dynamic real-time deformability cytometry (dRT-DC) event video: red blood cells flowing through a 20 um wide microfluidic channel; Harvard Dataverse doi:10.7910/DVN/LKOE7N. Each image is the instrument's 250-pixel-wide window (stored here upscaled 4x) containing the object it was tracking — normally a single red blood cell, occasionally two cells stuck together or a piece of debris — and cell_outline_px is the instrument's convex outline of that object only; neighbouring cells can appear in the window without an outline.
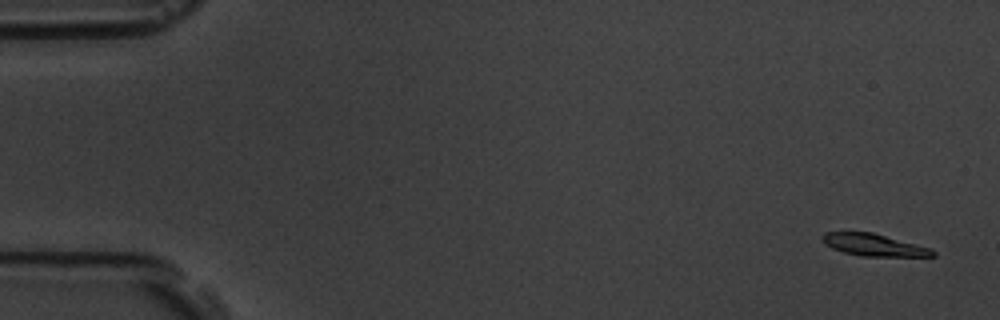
{"species": "common noctule bat (a hibernating species)", "species_latin": "Nyctalus noctula", "temperature_condition": "room temperature", "stored_images_in_passage": 6, "camera_frame_rate_fps": 3000, "um_per_image_px": 0.085, "animal": {"sex": "male", "body_mass_g": 19.5, "forearm_length_mm": 54.6}, "frame": {"image": 1, "passage_image": 1, "time_ms": 0.0, "image_size_px": [1000, 320], "cell_outline_px": [[936, 256], [860, 256], [844, 252], [832, 248], [824, 244], [820, 236], [824, 232], [872, 232], [932, 248], [936, 252]], "centroid_in_image_um": [74.27, 20.81], "position_along_channel_um": 10.7, "area_um2": 14.28}}
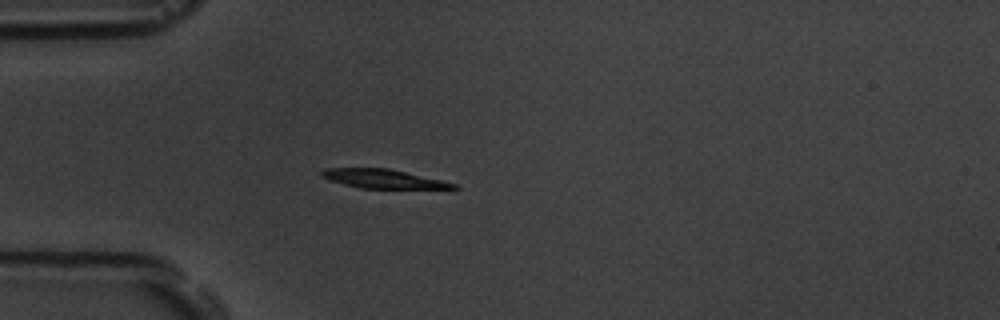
{"frame": {"image": 2, "passage_image": 5, "time_ms": 4.667, "image_size_px": [1000, 320], "cell_outline_px": [[460, 188], [360, 188], [328, 180], [320, 176], [320, 172], [324, 168], [388, 168], [440, 180], [456, 184]], "centroid_in_image_um": [32.47, 15.19], "position_along_channel_um": 52.5, "area_um2": 14.28}}